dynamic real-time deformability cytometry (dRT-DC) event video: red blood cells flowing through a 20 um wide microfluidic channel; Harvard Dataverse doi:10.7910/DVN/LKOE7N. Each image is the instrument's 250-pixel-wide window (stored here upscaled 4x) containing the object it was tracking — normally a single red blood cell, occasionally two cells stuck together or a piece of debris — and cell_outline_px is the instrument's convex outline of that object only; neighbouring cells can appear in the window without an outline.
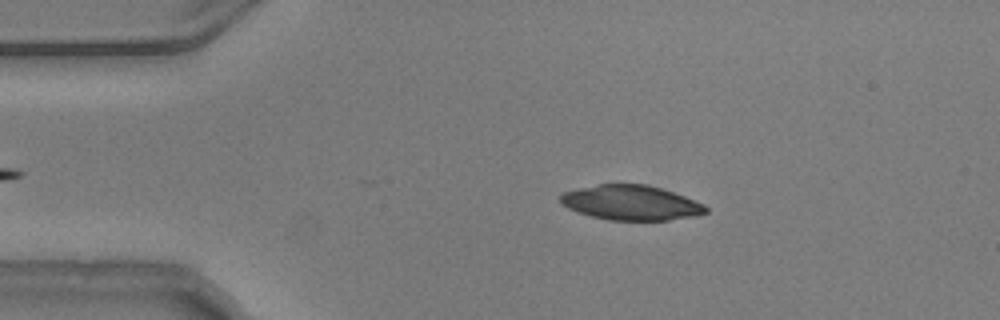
{"species": "common noctule bat (a hibernating species)", "species_latin": "Nyctalus noctula", "temperature_condition": "warm", "stored_images_in_passage": 41, "camera_frame_rate_fps": 3000, "um_per_image_px": 0.085, "animal": {"sex": "male", "body_mass_g": 20.5, "forearm_length_mm": 52.5}, "frame": {"image": 1, "passage_image": 9, "time_ms": 2.667, "image_size_px": [1000, 320], "cell_outline_px": [[708, 212], [692, 216], [668, 220], [608, 220], [592, 216], [568, 208], [560, 200], [560, 196], [564, 192], [576, 188], [600, 184], [648, 184], [684, 196], [704, 204], [708, 208]], "centroid_in_image_um": [53.64, 17.22], "position_along_channel_um": 31.4, "area_um2": 29.25}}